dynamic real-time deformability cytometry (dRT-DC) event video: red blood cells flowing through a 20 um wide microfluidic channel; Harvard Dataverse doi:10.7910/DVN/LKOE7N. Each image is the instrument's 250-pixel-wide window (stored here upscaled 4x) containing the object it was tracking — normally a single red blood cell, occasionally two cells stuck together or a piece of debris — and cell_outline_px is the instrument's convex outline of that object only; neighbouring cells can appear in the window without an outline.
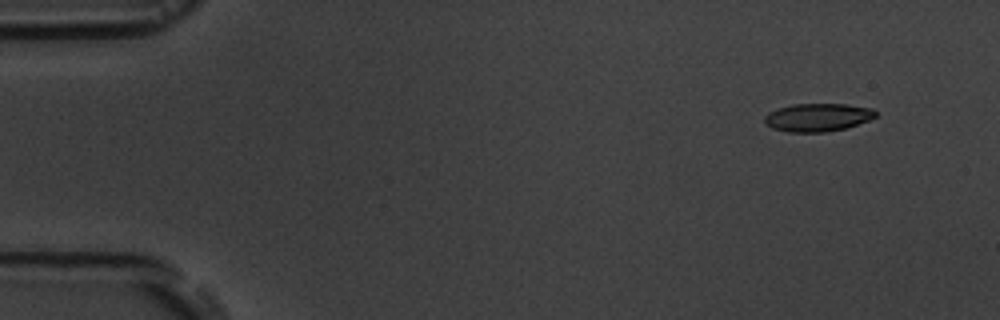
{"species": "common noctule bat (a hibernating species)", "species_latin": "Nyctalus noctula", "temperature_condition": "room temperature", "stored_images_in_passage": 6, "camera_frame_rate_fps": 3000, "um_per_image_px": 0.085, "animal": {"sex": "male", "body_mass_g": 19.5, "forearm_length_mm": 54.6}, "frame": {"image": 1, "passage_image": 2, "time_ms": 1.0, "image_size_px": [1000, 320], "cell_outline_px": [[876, 116], [868, 120], [844, 128], [824, 132], [788, 132], [772, 128], [764, 120], [764, 116], [768, 112], [792, 104], [848, 104], [872, 108], [876, 112]], "centroid_in_image_um": [69.49, 9.97], "position_along_channel_um": 15.5, "area_um2": 17.98}}
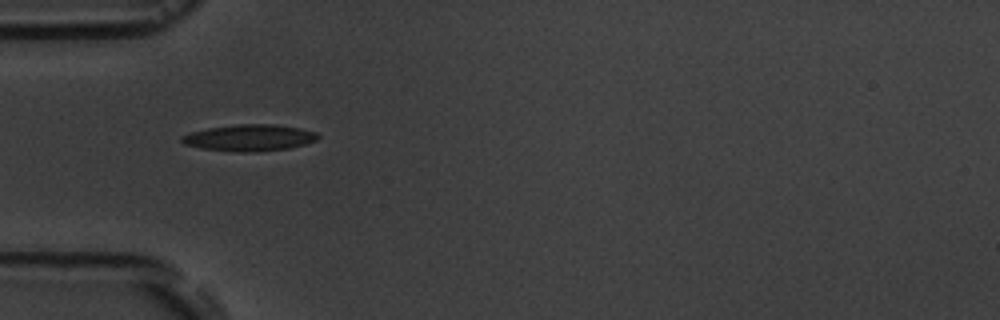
{"frame": {"image": 2, "passage_image": 5, "time_ms": 5.333, "image_size_px": [1000, 320], "cell_outline_px": [[320, 136], [316, 140], [304, 144], [288, 148], [252, 152], [236, 152], [200, 148], [184, 144], [180, 140], [180, 136], [192, 132], [208, 128], [240, 124], [276, 124], [300, 128], [316, 132]], "centroid_in_image_um": [21.19, 11.71], "position_along_channel_um": 63.8, "area_um2": 20.98}}
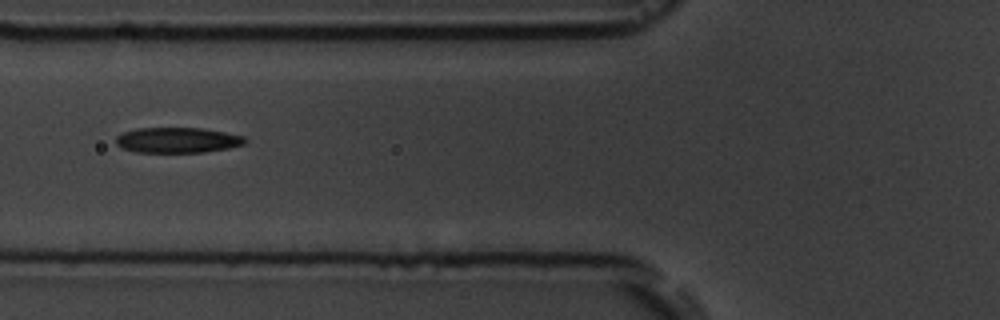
{"frame": {"image": 3, "passage_image": 6, "time_ms": 6.667, "image_size_px": [1000, 320], "cell_outline_px": [[248, 140], [244, 144], [228, 148], [204, 152], [136, 152], [120, 148], [116, 144], [116, 136], [124, 132], [136, 128], [204, 128], [244, 136]], "centroid_in_image_um": [15.07, 11.91], "position_along_channel_um": 110.7, "area_um2": 19.19}}